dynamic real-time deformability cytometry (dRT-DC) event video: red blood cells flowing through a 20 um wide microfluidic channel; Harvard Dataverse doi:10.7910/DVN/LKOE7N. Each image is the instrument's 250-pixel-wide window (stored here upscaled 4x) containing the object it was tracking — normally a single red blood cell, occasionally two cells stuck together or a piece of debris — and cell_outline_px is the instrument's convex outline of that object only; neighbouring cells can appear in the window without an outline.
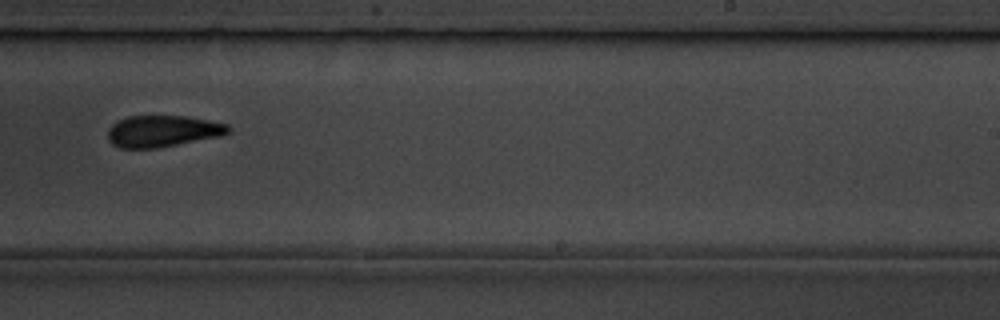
{"species": "common noctule bat (a hibernating species)", "species_latin": "Nyctalus noctula", "temperature_condition": "room temperature", "stored_images_in_passage": 10, "camera_frame_rate_fps": 3000, "um_per_image_px": 0.085, "animal": {"sex": "male", "body_mass_g": 19.5, "forearm_length_mm": 54.6}, "frame": {"image": 1, "passage_image": 10, "time_ms": 10.0, "image_size_px": [1000, 320], "cell_outline_px": [[232, 132], [224, 136], [156, 148], [120, 148], [112, 144], [108, 140], [108, 128], [116, 120], [128, 116], [188, 116], [228, 124], [232, 128]], "centroid_in_image_um": [13.86, 11.14], "position_along_channel_um": 275.1, "area_um2": 22.54}}